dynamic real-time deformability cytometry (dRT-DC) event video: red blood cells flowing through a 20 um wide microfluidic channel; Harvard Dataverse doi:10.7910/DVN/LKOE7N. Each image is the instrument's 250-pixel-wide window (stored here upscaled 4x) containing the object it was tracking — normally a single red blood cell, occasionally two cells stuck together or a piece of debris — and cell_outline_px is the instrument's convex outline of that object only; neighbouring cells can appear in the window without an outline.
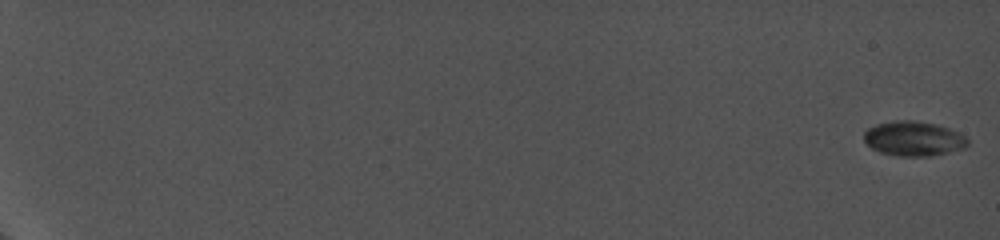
{"species": "common noctule bat (a hibernating species)", "species_latin": "Nyctalus noctula", "temperature_condition": "cold", "stored_images_in_passage": 26, "camera_frame_rate_fps": 5000, "um_per_image_px": 0.085, "animal": {"sex": "female", "body_mass_g": 19.0, "forearm_length_mm": 56.7}, "frame": {"image": 1, "passage_image": 1, "time_ms": 0.0, "image_size_px": [1000, 240], "cell_outline_px": [[968, 144], [964, 148], [932, 156], [896, 156], [880, 152], [872, 148], [864, 140], [864, 132], [868, 128], [876, 124], [896, 120], [912, 120], [932, 124], [948, 128], [964, 136], [968, 140]], "centroid_in_image_um": [77.62, 11.79], "position_along_channel_um": 7.4, "area_um2": 20.75}}
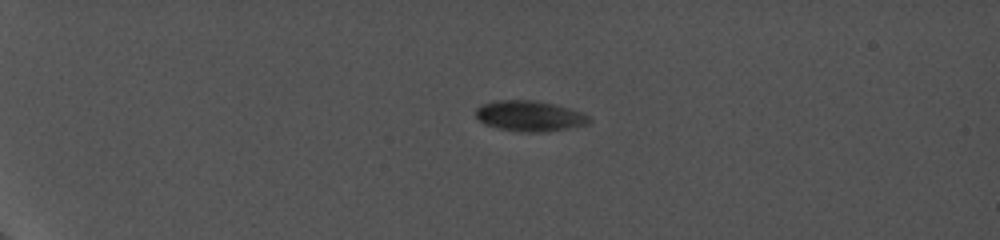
{"frame": {"image": 2, "passage_image": 11, "time_ms": 5.6, "image_size_px": [1000, 240], "cell_outline_px": [[592, 120], [588, 124], [568, 128], [540, 132], [520, 132], [496, 128], [484, 124], [476, 120], [476, 108], [480, 104], [496, 100], [532, 100], [556, 104], [580, 112], [588, 116]], "centroid_in_image_um": [44.96, 9.86], "position_along_channel_um": 40.0, "area_um2": 20.35}}
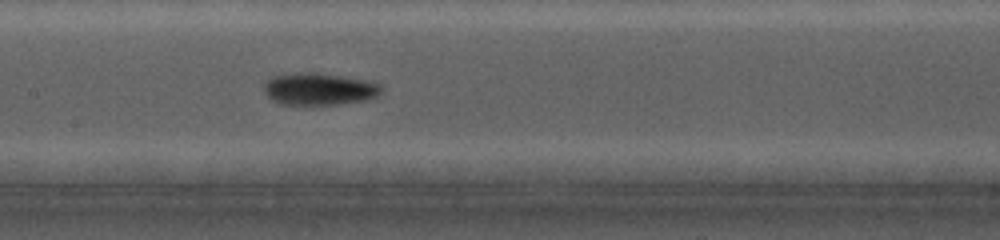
{"frame": {"image": 3, "passage_image": 22, "time_ms": 11.6, "image_size_px": [1000, 240], "cell_outline_px": [[384, 88], [376, 96], [364, 100], [336, 104], [280, 104], [272, 100], [264, 92], [264, 84], [272, 76], [284, 72], [312, 72], [372, 80], [380, 84]], "centroid_in_image_um": [27.11, 7.54], "position_along_channel_um": 180.3, "area_um2": 22.2}}